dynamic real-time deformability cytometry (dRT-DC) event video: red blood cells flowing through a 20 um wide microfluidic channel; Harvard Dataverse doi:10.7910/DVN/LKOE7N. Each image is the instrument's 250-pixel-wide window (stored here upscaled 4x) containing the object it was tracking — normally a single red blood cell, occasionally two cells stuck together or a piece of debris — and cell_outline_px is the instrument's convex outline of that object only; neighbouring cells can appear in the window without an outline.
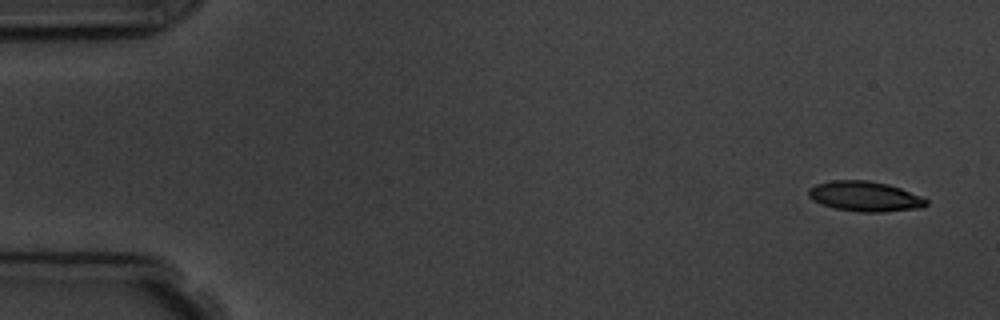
{"species": "common noctule bat (a hibernating species)", "species_latin": "Nyctalus noctula", "temperature_condition": "room temperature", "stored_images_in_passage": 5, "segment_of_instrument_passage": [1, 2], "camera_frame_rate_fps": 3000, "um_per_image_px": 0.085, "animal": {"sex": "male", "body_mass_g": 19.5, "forearm_length_mm": 54.6}, "frame": {"image": 1, "passage_image": 1, "time_ms": 0.0, "image_size_px": [1000, 320], "cell_outline_px": [[928, 204], [924, 208], [884, 212], [856, 212], [832, 208], [820, 204], [812, 200], [808, 196], [808, 188], [816, 184], [832, 180], [868, 180], [888, 184], [900, 188], [920, 196], [928, 200]], "centroid_in_image_um": [73.5, 16.7], "position_along_channel_um": 11.5, "area_um2": 20.98}}